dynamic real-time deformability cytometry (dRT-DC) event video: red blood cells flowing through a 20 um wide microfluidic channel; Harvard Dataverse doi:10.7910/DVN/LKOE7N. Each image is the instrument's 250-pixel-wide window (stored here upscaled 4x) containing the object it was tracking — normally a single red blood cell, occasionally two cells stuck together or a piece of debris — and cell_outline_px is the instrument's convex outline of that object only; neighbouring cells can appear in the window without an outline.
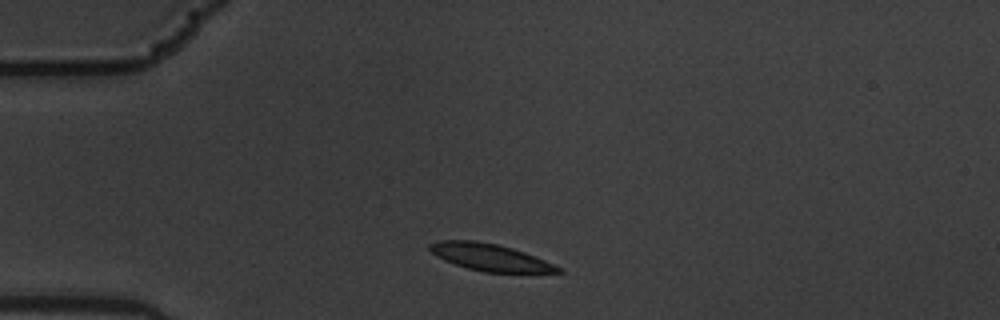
{"species": "common noctule bat (a hibernating species)", "species_latin": "Nyctalus noctula", "temperature_condition": "warm", "stored_images_in_passage": 3, "camera_frame_rate_fps": 3000, "um_per_image_px": 0.085, "animal": {"sex": "male", "body_mass_g": 19.5, "forearm_length_mm": 54.6}, "frame": {"image": 1, "passage_image": 1, "time_ms": 0.0, "image_size_px": [1000, 320], "cell_outline_px": [[564, 272], [484, 272], [468, 268], [444, 260], [436, 256], [428, 248], [428, 244], [440, 240], [476, 240], [496, 244], [512, 248], [524, 252], [564, 268]], "centroid_in_image_um": [41.64, 21.86], "position_along_channel_um": 43.4, "area_um2": 20.06}}
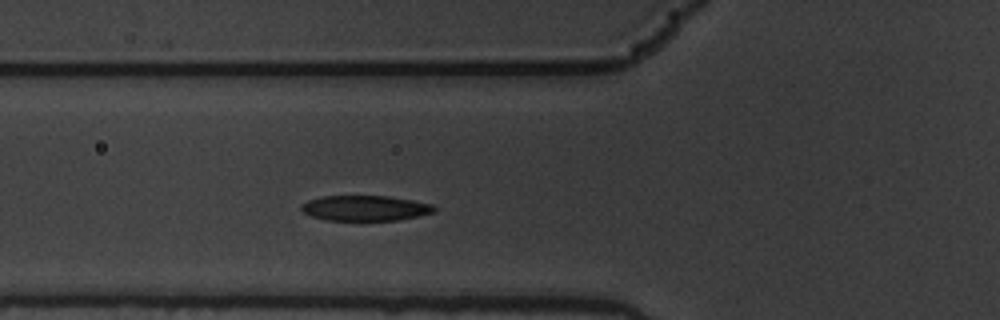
{"frame": {"image": 2, "passage_image": 3, "time_ms": 0.667, "image_size_px": [1000, 320], "cell_outline_px": [[436, 212], [400, 220], [360, 224], [328, 220], [312, 216], [304, 212], [300, 208], [300, 204], [308, 200], [324, 196], [388, 196], [432, 204], [436, 208]], "centroid_in_image_um": [31.04, 17.75], "position_along_channel_um": 94.8, "area_um2": 20.58}}